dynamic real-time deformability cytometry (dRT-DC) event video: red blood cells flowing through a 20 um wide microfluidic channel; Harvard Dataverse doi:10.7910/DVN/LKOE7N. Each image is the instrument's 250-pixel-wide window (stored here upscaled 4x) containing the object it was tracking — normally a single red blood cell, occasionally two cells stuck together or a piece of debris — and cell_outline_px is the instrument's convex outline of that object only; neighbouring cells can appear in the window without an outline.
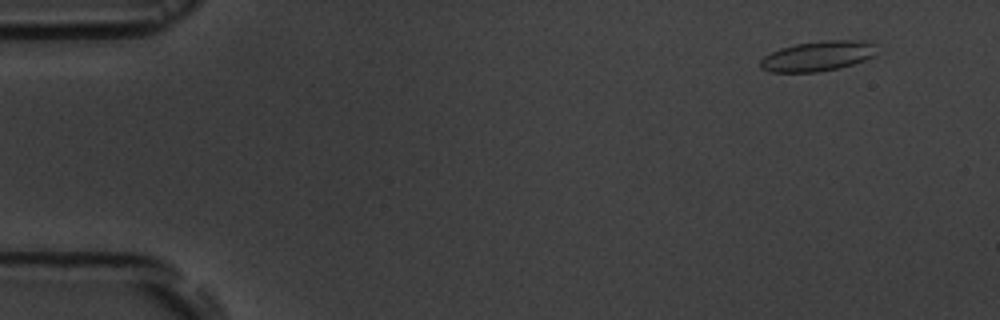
{"species": "common noctule bat (a hibernating species)", "species_latin": "Nyctalus noctula", "temperature_condition": "room temperature", "stored_images_in_passage": 16, "camera_frame_rate_fps": 3000, "um_per_image_px": 0.085, "animal": {"sex": "male", "body_mass_g": 19.5, "forearm_length_mm": 54.6}, "frame": {"image": 1, "passage_image": 1, "time_ms": 0.0, "image_size_px": [1000, 320], "cell_outline_px": [[876, 56], [840, 68], [816, 72], [772, 72], [760, 68], [760, 60], [764, 56], [780, 48], [796, 44], [828, 40], [864, 40], [872, 44]], "centroid_in_image_um": [69.49, 4.77], "position_along_channel_um": 15.5, "area_um2": 20.23}}
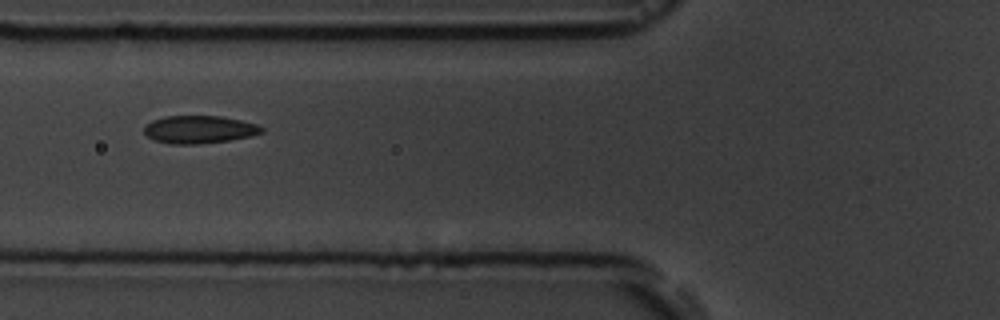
{"frame": {"image": 2, "passage_image": 6, "time_ms": 5.667, "image_size_px": [1000, 320], "cell_outline_px": [[264, 132], [252, 136], [228, 140], [196, 144], [172, 144], [152, 140], [144, 132], [144, 124], [152, 120], [164, 116], [220, 116], [240, 120], [256, 124], [264, 128]], "centroid_in_image_um": [16.91, 11.0], "position_along_channel_um": 108.9, "area_um2": 19.07}}
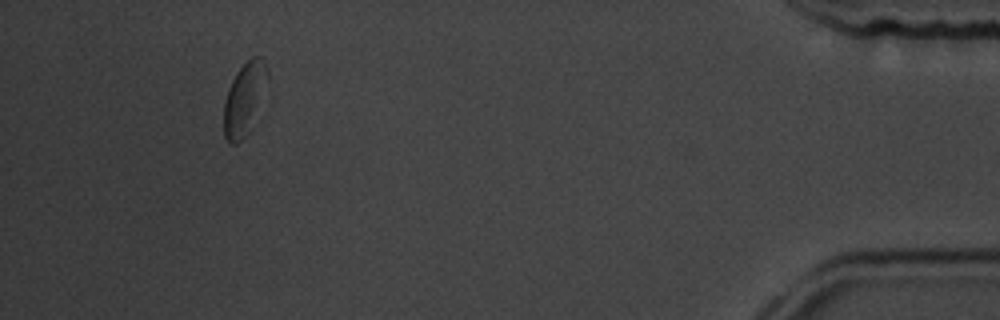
{"frame": {"image": 3, "passage_image": 15, "time_ms": 16.0, "image_size_px": [1000, 320], "cell_outline_px": [[268, 80], [248, 132], [236, 144], [232, 144], [224, 136], [224, 100], [228, 88], [236, 72], [252, 56], [260, 56], [264, 60], [268, 68]], "centroid_in_image_um": [20.76, 8.34], "position_along_channel_um": 414.4, "area_um2": 18.03}, "authors_computed_cell_mechanics": {"area_um2": 19.0162, "velocity_mm_per_s": 3.5878, "shape_relaxation_time_tau1_ms": 2.7268, "shape_relaxation_time_tau2_ms": 1.2744, "deformation_change_tau1": 0.0749, "deformation_change_tau2": 0.0227}}